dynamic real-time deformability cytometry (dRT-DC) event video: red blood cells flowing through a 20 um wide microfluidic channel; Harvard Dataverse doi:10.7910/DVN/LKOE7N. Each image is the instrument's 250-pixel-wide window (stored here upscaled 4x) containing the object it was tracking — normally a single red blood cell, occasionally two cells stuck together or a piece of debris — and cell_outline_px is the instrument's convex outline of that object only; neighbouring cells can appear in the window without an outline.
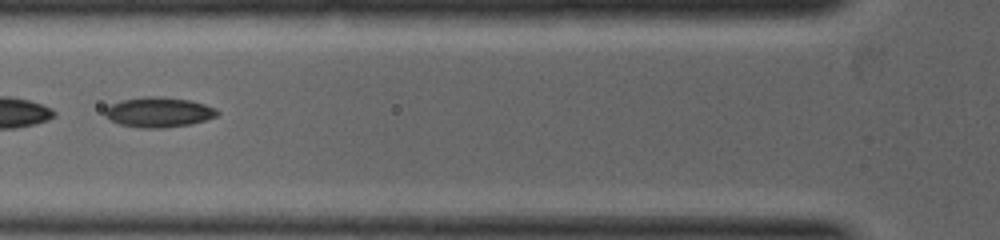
{"species": "common noctule bat (a hibernating species)", "species_latin": "Nyctalus noctula", "temperature_condition": "warm", "stored_images_in_passage": 5, "camera_frame_rate_fps": 5000, "um_per_image_px": 0.085, "animal": {"sex": "female", "body_mass_g": 19.0, "forearm_length_mm": 53.3}, "frame": {"image": 1, "passage_image": 3, "time_ms": 0.6, "image_size_px": [1000, 240], "cell_outline_px": [[220, 112], [216, 116], [192, 124], [164, 128], [140, 128], [120, 124], [104, 116], [104, 108], [120, 100], [144, 96], [164, 96], [188, 100], [204, 104], [216, 108]], "centroid_in_image_um": [13.47, 9.53], "position_along_channel_um": 112.3, "area_um2": 19.83}}